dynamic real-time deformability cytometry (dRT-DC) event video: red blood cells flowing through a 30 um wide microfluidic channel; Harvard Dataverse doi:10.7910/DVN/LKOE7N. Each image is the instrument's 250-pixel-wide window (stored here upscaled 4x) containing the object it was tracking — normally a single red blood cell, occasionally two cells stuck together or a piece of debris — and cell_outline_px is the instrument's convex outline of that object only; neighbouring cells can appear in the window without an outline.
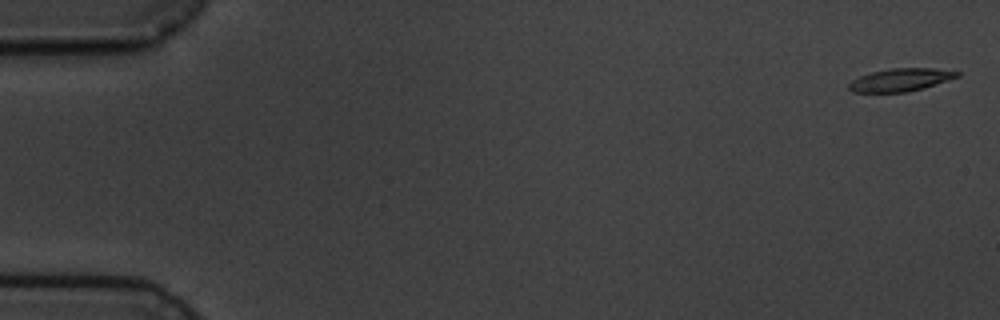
{"species": "common noctule bat (a hibernating species)", "species_latin": "Nyctalus noctula", "temperature_condition": "cold", "stored_images_in_passage": 6, "camera_frame_rate_fps": 3000, "um_per_image_px": 0.085, "animal": {"sex": "male", "body_mass_g": 19.5, "forearm_length_mm": 54.6}, "frame": {"image": 1, "passage_image": 1, "time_ms": 0.0, "image_size_px": [1000, 320], "cell_outline_px": [[960, 76], [924, 88], [908, 92], [852, 92], [848, 88], [848, 84], [852, 80], [860, 76], [872, 72], [892, 68], [936, 68], [960, 72]], "centroid_in_image_um": [76.56, 6.79], "position_along_channel_um": 8.4, "area_um2": 14.39}}